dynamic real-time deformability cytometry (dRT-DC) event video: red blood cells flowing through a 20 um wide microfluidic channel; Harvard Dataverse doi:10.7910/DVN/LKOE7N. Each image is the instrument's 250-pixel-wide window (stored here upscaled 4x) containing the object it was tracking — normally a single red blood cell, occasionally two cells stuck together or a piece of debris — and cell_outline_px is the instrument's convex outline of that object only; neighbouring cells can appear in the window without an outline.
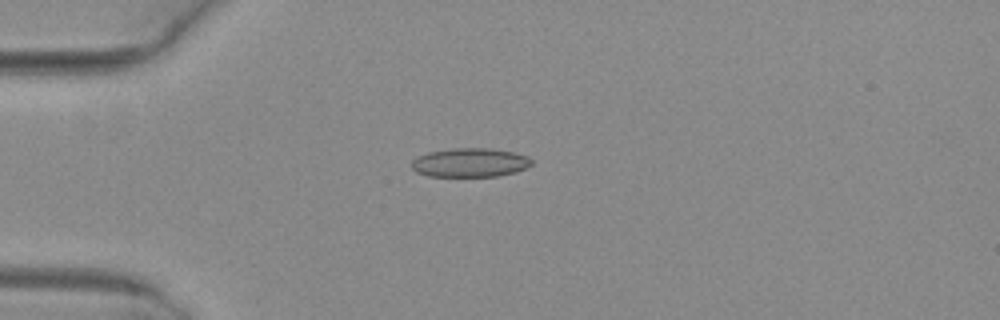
{"species": "common noctule bat (a hibernating species)", "species_latin": "Nyctalus noctula", "temperature_condition": "warm", "stored_images_in_passage": 7, "camera_frame_rate_fps": 3000, "um_per_image_px": 0.085, "animal": {"sex": "female", "body_mass_g": 29.2, "forearm_length_mm": 56.3}, "frame": {"image": 1, "passage_image": 4, "time_ms": 1.0, "image_size_px": [1000, 320], "cell_outline_px": [[532, 164], [516, 172], [496, 176], [428, 176], [416, 172], [412, 168], [412, 160], [416, 156], [428, 152], [452, 148], [492, 148], [516, 152], [528, 156], [532, 160]], "centroid_in_image_um": [39.95, 13.81], "position_along_channel_um": 45.1, "area_um2": 20.4}}
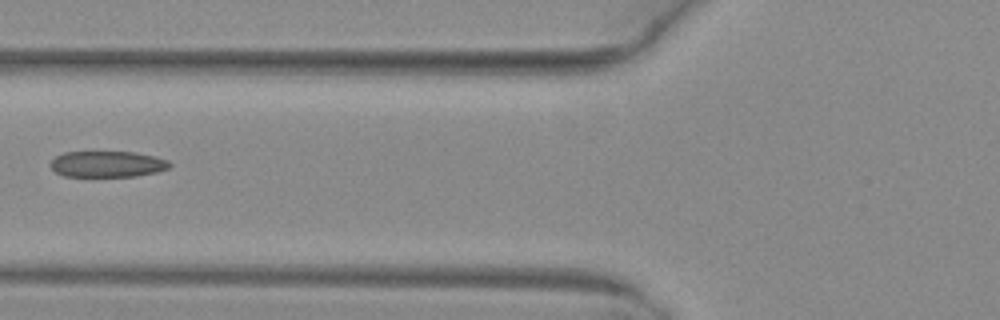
{"frame": {"image": 2, "passage_image": 6, "time_ms": 1.667, "image_size_px": [1000, 320], "cell_outline_px": [[172, 164], [168, 168], [156, 172], [136, 176], [64, 176], [56, 172], [48, 164], [56, 156], [64, 152], [132, 152], [156, 156], [168, 160]], "centroid_in_image_um": [9.12, 13.94], "position_along_channel_um": 116.7, "area_um2": 18.09}}
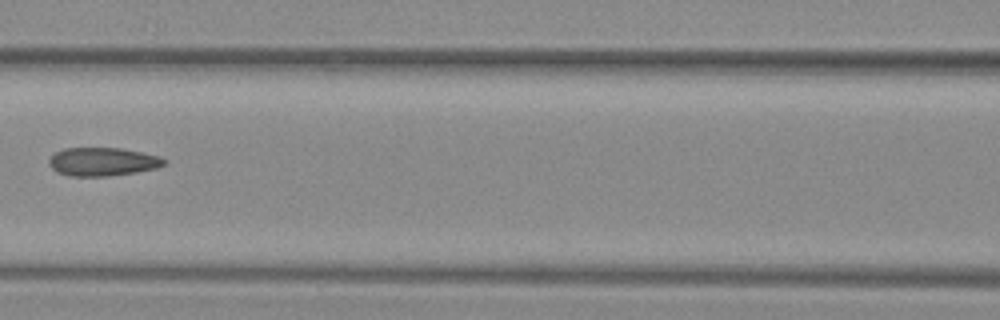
{"frame": {"image": 3, "passage_image": 7, "time_ms": 2.0, "image_size_px": [1000, 320], "cell_outline_px": [[164, 164], [156, 168], [136, 172], [108, 176], [68, 176], [56, 172], [48, 164], [48, 160], [56, 152], [64, 148], [120, 148], [160, 156], [164, 160]], "centroid_in_image_um": [8.68, 13.75], "position_along_channel_um": 157.9, "area_um2": 18.96}}